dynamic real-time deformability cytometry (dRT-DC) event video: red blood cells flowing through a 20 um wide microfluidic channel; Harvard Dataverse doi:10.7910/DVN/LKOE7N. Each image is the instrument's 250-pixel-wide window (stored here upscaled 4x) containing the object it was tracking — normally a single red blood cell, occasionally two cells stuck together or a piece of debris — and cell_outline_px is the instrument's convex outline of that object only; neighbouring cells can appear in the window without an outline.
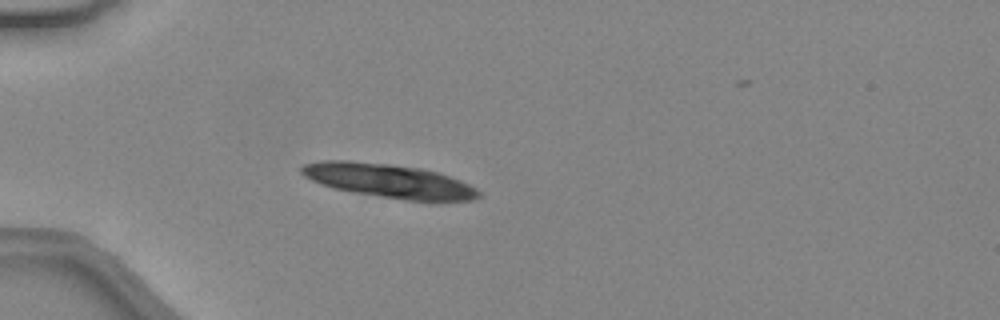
{"species": "common noctule bat (a hibernating species)", "species_latin": "Nyctalus noctula", "temperature_condition": "warm", "stored_images_in_passage": 34, "camera_frame_rate_fps": 3000, "um_per_image_px": 0.085, "animal": {"sex": "female", "body_mass_g": 24.6, "forearm_length_mm": 56.2}, "frame": {"image": 1, "passage_image": 1, "time_ms": 0.0, "image_size_px": [1000, 320], "cell_outline_px": [[480, 196], [476, 200], [408, 200], [352, 192], [332, 188], [320, 184], [304, 176], [300, 172], [300, 168], [304, 164], [320, 160], [348, 160], [388, 164], [420, 168], [436, 172], [460, 180], [476, 188], [480, 192]], "centroid_in_image_um": [33.01, 15.36], "position_along_channel_um": 52.0, "area_um2": 34.68}, "authors_computed_cell_mechanics": {"area_um2": 20.3745, "velocity_mm_per_s": 4.3902, "shape_relaxation_time_tau1_ms": null, "shape_relaxation_time_tau2_ms": 1.623, "deformation_change_tau1": null, "deformation_change_tau2": 0.0535}}